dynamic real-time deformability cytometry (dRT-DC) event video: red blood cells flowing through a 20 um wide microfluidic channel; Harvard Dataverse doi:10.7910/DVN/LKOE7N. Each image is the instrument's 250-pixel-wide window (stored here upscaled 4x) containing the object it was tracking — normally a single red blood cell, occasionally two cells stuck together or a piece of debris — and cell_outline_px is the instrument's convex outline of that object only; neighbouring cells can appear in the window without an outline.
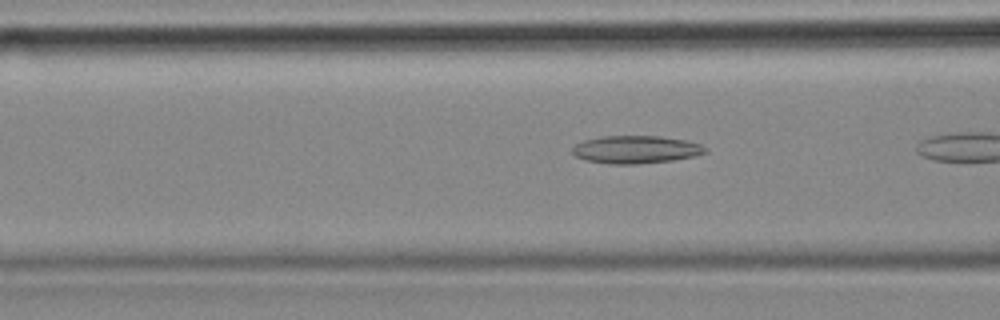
{"species": "common noctule bat (a hibernating species)", "species_latin": "Nyctalus noctula", "temperature_condition": "cold", "stored_images_in_passage": 7, "camera_frame_rate_fps": 3000, "um_per_image_px": 0.085, "animal": {"sex": "female", "body_mass_g": 18.4}, "frame": {"image": 1, "passage_image": 6, "time_ms": 1.667, "image_size_px": [1000, 320], "cell_outline_px": [[708, 152], [692, 156], [672, 160], [636, 164], [608, 164], [584, 160], [576, 156], [572, 152], [572, 148], [576, 144], [584, 140], [604, 136], [660, 136], [684, 140], [700, 144], [708, 148]], "centroid_in_image_um": [54.03, 12.71], "position_along_channel_um": 112.6, "area_um2": 21.44}}